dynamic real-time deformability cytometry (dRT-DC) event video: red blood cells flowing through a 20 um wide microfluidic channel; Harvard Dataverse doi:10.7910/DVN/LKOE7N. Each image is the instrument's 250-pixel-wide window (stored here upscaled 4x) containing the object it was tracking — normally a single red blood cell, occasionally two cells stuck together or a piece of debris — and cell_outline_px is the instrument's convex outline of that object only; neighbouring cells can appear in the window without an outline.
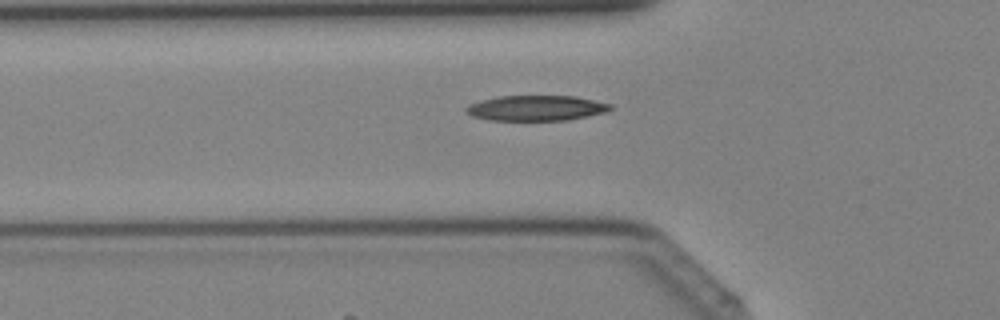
{"species": "Egyptian fruit bat (a non-hibernating species)", "species_latin": "Rousettus aegyptiacus", "temperature_condition": "cold", "stored_images_in_passage": 33, "camera_frame_rate_fps": 3000, "um_per_image_px": 0.085, "animal": {"sex": "female"}, "frame": {"image": 1, "passage_image": 7, "time_ms": 2.0, "image_size_px": [1000, 320], "cell_outline_px": [[612, 108], [608, 112], [568, 120], [488, 120], [472, 116], [464, 108], [468, 104], [480, 100], [500, 96], [576, 96], [612, 104]], "centroid_in_image_um": [45.59, 9.18], "position_along_channel_um": 80.2, "area_um2": 21.39}}
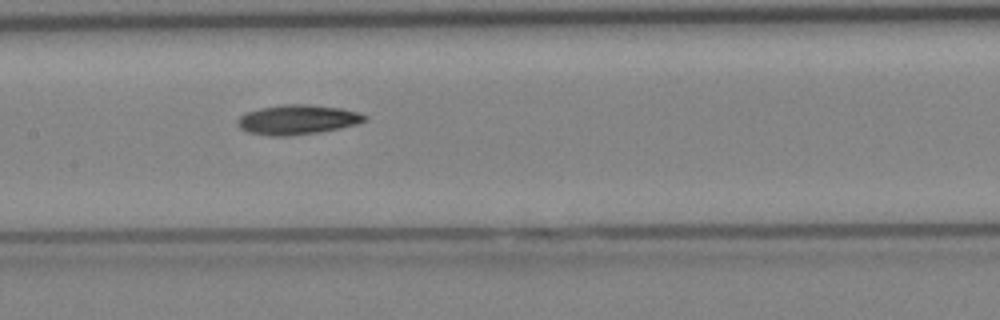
{"frame": {"image": 2, "passage_image": 13, "time_ms": 4.0, "image_size_px": [1000, 320], "cell_outline_px": [[368, 120], [356, 124], [340, 128], [292, 136], [268, 136], [248, 132], [240, 128], [236, 124], [236, 120], [240, 116], [248, 112], [260, 108], [284, 104], [308, 104], [340, 108], [360, 112], [368, 116]], "centroid_in_image_um": [25.29, 10.17], "position_along_channel_um": 182.1, "area_um2": 22.08}}
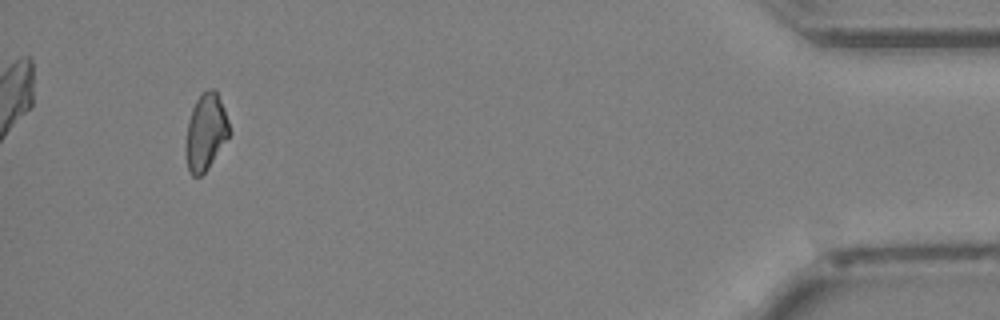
{"frame": {"image": 3, "passage_image": 31, "time_ms": 10.0, "image_size_px": [1000, 320], "cell_outline_px": [[232, 132], [208, 168], [200, 176], [192, 176], [188, 168], [188, 120], [192, 108], [196, 100], [204, 88], [216, 88], [224, 108]], "centroid_in_image_um": [17.55, 11.13], "position_along_channel_um": 417.7, "area_um2": 19.13}}